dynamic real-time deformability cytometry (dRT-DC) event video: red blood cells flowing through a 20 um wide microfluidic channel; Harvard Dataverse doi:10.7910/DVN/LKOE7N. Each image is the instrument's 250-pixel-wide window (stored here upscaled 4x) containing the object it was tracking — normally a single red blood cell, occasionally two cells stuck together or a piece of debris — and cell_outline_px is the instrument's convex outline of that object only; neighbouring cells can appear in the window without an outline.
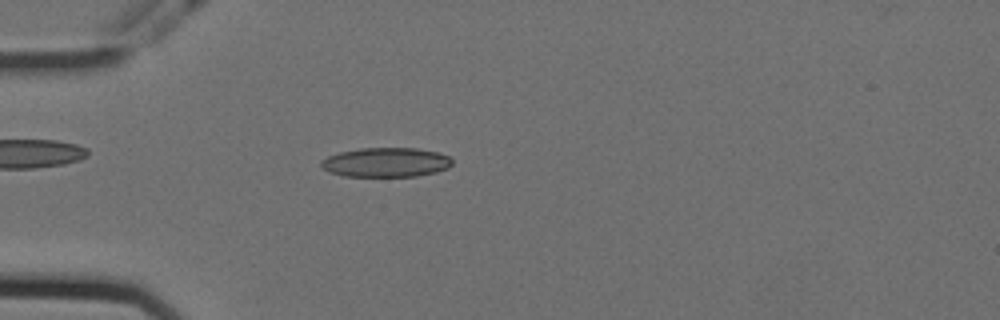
{"species": "Egyptian fruit bat (a non-hibernating species)", "species_latin": "Rousettus aegyptiacus", "temperature_condition": "cold", "stored_images_in_passage": 53, "camera_frame_rate_fps": 3000, "um_per_image_px": 0.085, "animal": {"sex": "female"}, "frame": {"image": 1, "passage_image": 13, "time_ms": 4.0, "image_size_px": [1000, 320], "cell_outline_px": [[452, 164], [448, 168], [436, 172], [416, 176], [344, 176], [328, 172], [320, 164], [320, 160], [328, 156], [340, 152], [360, 148], [416, 148], [440, 152], [448, 156], [452, 160]], "centroid_in_image_um": [32.81, 13.79], "position_along_channel_um": 52.2, "area_um2": 22.54}}
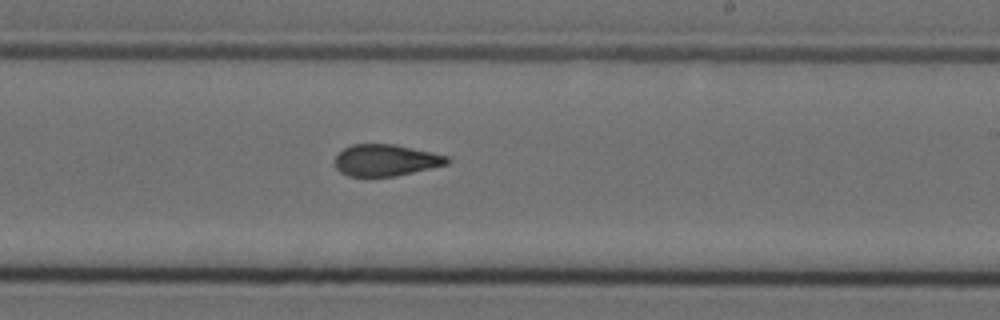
{"frame": {"image": 2, "passage_image": 31, "time_ms": 10.0, "image_size_px": [1000, 320], "cell_outline_px": [[452, 160], [448, 164], [396, 176], [348, 176], [340, 172], [336, 168], [336, 156], [344, 148], [352, 144], [392, 144], [432, 152], [448, 156]], "centroid_in_image_um": [32.81, 13.62], "position_along_channel_um": 256.2, "area_um2": 20.58}}
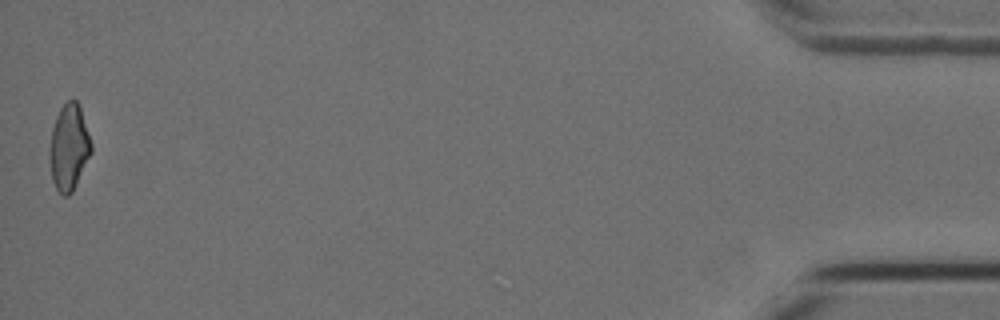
{"frame": {"image": 3, "passage_image": 53, "time_ms": 17.333, "image_size_px": [1000, 320], "cell_outline_px": [[92, 152], [72, 192], [68, 196], [64, 196], [56, 188], [52, 180], [48, 156], [48, 148], [52, 128], [56, 116], [60, 108], [68, 100], [76, 100], [80, 108], [92, 144]], "centroid_in_image_um": [5.83, 12.54], "position_along_channel_um": 429.4, "area_um2": 20.92}, "authors_computed_cell_mechanics": {"area_um2": 21.386, "velocity_mm_per_s": 3.576, "shape_relaxation_time_tau1_ms": null, "shape_relaxation_time_tau2_ms": 2.1366, "deformation_change_tau1": null, "deformation_change_tau2": 0.0908}}